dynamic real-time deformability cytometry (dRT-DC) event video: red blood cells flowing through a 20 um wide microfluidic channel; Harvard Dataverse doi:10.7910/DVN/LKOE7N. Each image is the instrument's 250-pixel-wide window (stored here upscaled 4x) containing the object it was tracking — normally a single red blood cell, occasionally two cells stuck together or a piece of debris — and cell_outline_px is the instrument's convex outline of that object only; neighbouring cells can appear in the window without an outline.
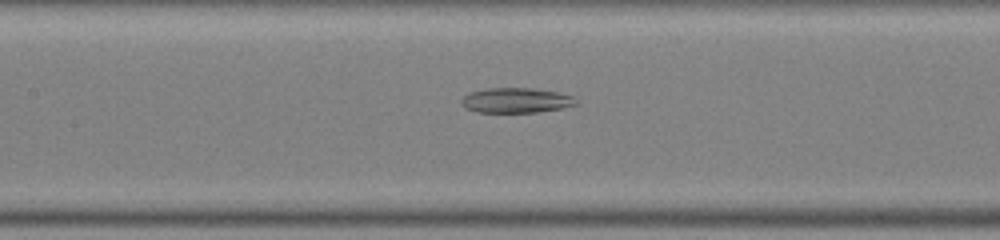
{"species": "common noctule bat (a hibernating species)", "species_latin": "Nyctalus noctula", "temperature_condition": "warm", "stored_images_in_passage": 51, "segment_of_instrument_passage": [2, 2], "camera_frame_rate_fps": 3000, "um_per_image_px": 0.085, "animal": {"sex": "male", "body_mass_g": 19.0, "forearm_length_mm": 50.8}, "frame": {"image": 1, "passage_image": 24, "time_ms": 7.667, "image_size_px": [1000, 240], "cell_outline_px": [[576, 104], [560, 108], [536, 112], [476, 112], [464, 108], [460, 104], [460, 100], [464, 96], [472, 92], [488, 88], [532, 88], [556, 92], [572, 96], [576, 100]], "centroid_in_image_um": [43.8, 8.53], "position_along_channel_um": 163.6, "area_um2": 16.53}}
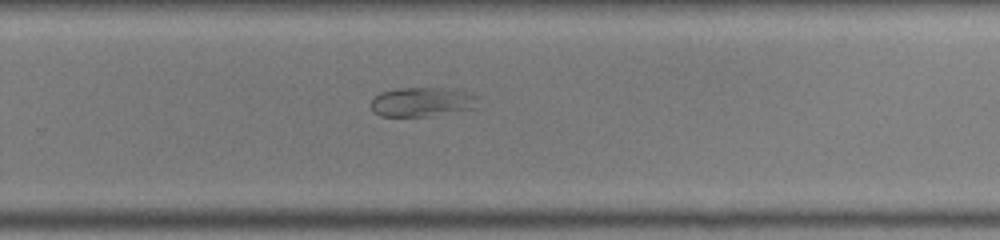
{"frame": {"image": 2, "passage_image": 34, "time_ms": 11.0, "image_size_px": [1000, 240], "cell_outline_px": [[476, 108], [432, 116], [380, 116], [372, 108], [372, 100], [380, 92], [396, 88], [436, 88], [464, 92], [476, 96]], "centroid_in_image_um": [35.84, 8.68], "position_along_channel_um": 294.0, "area_um2": 17.92}}
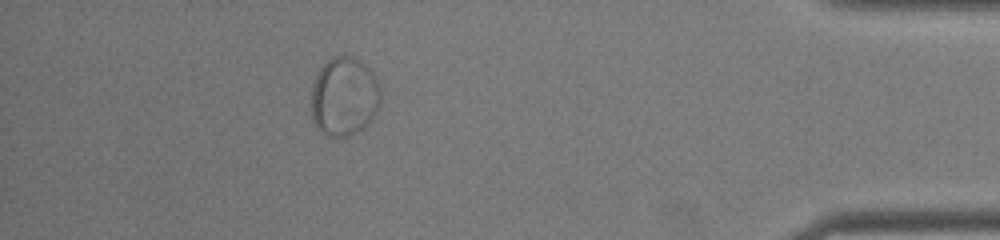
{"frame": {"image": 3, "passage_image": 46, "time_ms": 15.0, "image_size_px": [1000, 240], "cell_outline_px": [[380, 104], [376, 112], [364, 128], [348, 136], [328, 136], [316, 128], [312, 120], [312, 84], [320, 68], [328, 60], [336, 56], [352, 56], [360, 60], [372, 72], [380, 88]], "centroid_in_image_um": [29.25, 8.22], "position_along_channel_um": 406.0, "area_um2": 31.85}}